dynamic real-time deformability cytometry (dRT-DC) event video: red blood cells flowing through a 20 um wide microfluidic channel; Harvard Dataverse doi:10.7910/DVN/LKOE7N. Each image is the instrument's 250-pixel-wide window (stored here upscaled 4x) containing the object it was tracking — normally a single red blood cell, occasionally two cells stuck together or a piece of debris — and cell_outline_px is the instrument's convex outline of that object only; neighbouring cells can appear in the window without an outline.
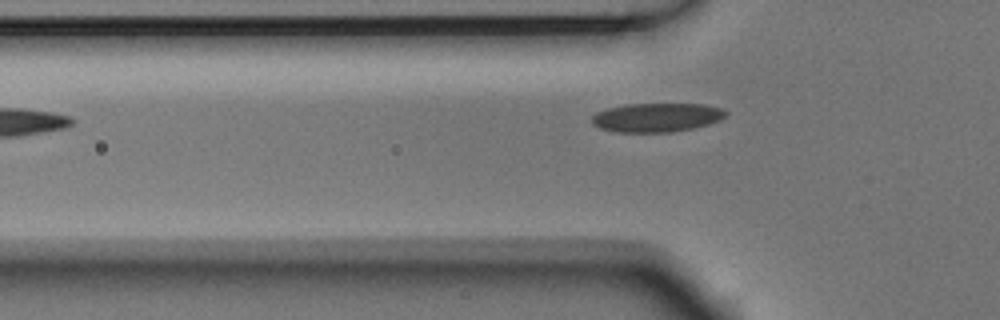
{"species": "Egyptian fruit bat (a non-hibernating species)", "species_latin": "Rousettus aegyptiacus", "temperature_condition": "room temperature", "stored_images_in_passage": 4, "camera_frame_rate_fps": 3000, "um_per_image_px": 0.085, "animal": {"sex": "male"}, "frame": {"image": 1, "passage_image": 4, "time_ms": 1.0, "image_size_px": [1000, 320], "cell_outline_px": [[728, 112], [720, 120], [708, 124], [692, 128], [672, 132], [616, 132], [600, 128], [592, 124], [592, 116], [596, 112], [608, 108], [624, 104], [704, 104], [720, 108]], "centroid_in_image_um": [55.79, 9.98], "position_along_channel_um": 70.0, "area_um2": 22.54}}